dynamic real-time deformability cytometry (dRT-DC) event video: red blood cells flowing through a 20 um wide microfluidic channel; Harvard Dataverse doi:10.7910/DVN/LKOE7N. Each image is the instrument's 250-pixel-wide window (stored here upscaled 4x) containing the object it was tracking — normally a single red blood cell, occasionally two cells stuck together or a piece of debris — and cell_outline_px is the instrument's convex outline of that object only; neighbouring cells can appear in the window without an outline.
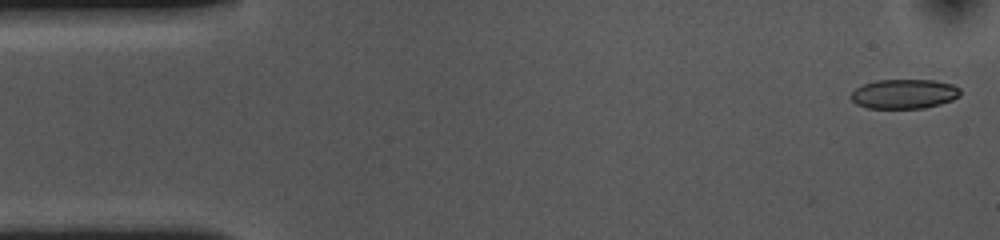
{"species": "common noctule bat (a hibernating species)", "species_latin": "Nyctalus noctula", "temperature_condition": "cold", "stored_images_in_passage": 54, "camera_frame_rate_fps": 3000, "um_per_image_px": 0.085, "animal": {"sex": "female", "body_mass_g": 10.0, "forearm_length_mm": 53.1}, "frame": {"image": 1, "passage_image": 1, "time_ms": 0.0, "image_size_px": [1000, 240], "cell_outline_px": [[960, 96], [952, 100], [940, 104], [924, 108], [868, 108], [856, 104], [848, 96], [856, 88], [864, 84], [876, 80], [936, 80], [952, 84], [960, 88]], "centroid_in_image_um": [76.85, 7.98], "position_along_channel_um": 8.1, "area_um2": 18.9}}
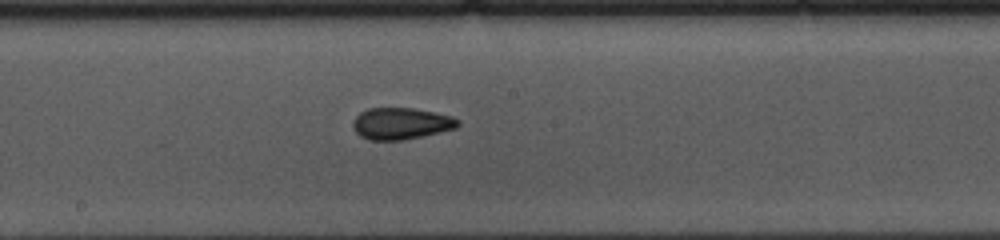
{"frame": {"image": 2, "passage_image": 27, "time_ms": 8.667, "image_size_px": [1000, 240], "cell_outline_px": [[460, 124], [456, 128], [440, 132], [404, 140], [368, 140], [360, 136], [356, 132], [352, 124], [356, 116], [360, 112], [368, 108], [412, 108], [436, 112], [452, 116], [460, 120]], "centroid_in_image_um": [34.1, 10.5], "position_along_channel_um": 214.1, "area_um2": 19.48}}
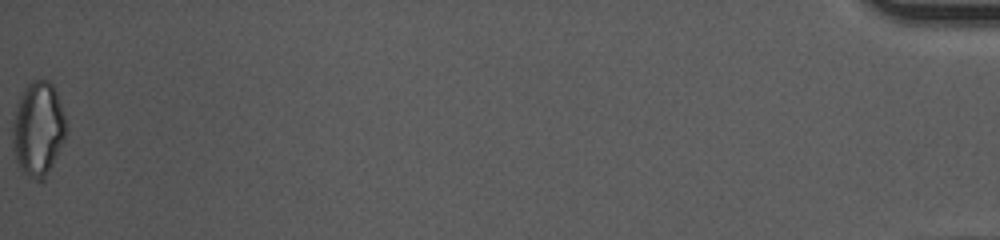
{"frame": {"image": 3, "passage_image": 54, "time_ms": 17.667, "image_size_px": [1000, 240], "cell_outline_px": [[68, 128], [64, 140], [44, 180], [40, 184], [28, 176], [20, 168], [16, 160], [12, 148], [12, 124], [16, 104], [20, 92], [32, 80], [48, 80], [52, 84], [56, 92]], "centroid_in_image_um": [3.21, 10.96], "position_along_channel_um": 432.0, "area_um2": 29.71}, "authors_computed_cell_mechanics": {"area_um2": 19.5364, "velocity_mm_per_s": 3.6083, "shape_relaxation_time_tau1_ms": 6.0821, "shape_relaxation_time_tau2_ms": 3.1201, "deformation_change_tau1": 0.1222, "deformation_change_tau2": 0.0945}}